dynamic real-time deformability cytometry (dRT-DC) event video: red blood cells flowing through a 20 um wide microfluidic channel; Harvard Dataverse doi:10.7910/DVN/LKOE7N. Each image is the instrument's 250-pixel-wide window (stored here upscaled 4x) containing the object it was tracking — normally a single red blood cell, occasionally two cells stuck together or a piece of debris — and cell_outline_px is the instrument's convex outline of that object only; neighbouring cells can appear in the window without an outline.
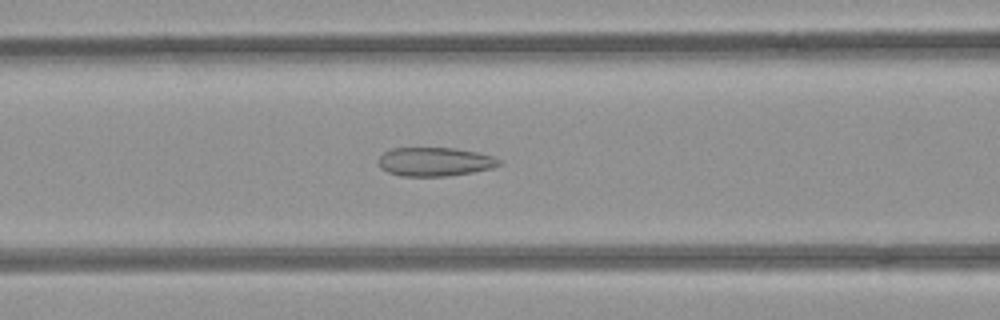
{"species": "common noctule bat (a hibernating species)", "species_latin": "Nyctalus noctula", "temperature_condition": "room temperature", "stored_images_in_passage": 53, "camera_frame_rate_fps": 3000, "um_per_image_px": 0.085, "animal": {"sex": "female", "body_mass_g": 21.9}, "frame": {"image": 1, "passage_image": 22, "time_ms": 7.0, "image_size_px": [1000, 320], "cell_outline_px": [[500, 164], [492, 168], [472, 172], [444, 176], [400, 176], [388, 172], [380, 168], [380, 156], [384, 152], [392, 148], [456, 148], [476, 152], [492, 156], [500, 160]], "centroid_in_image_um": [36.95, 13.74], "position_along_channel_um": 129.7, "area_um2": 20.06}}
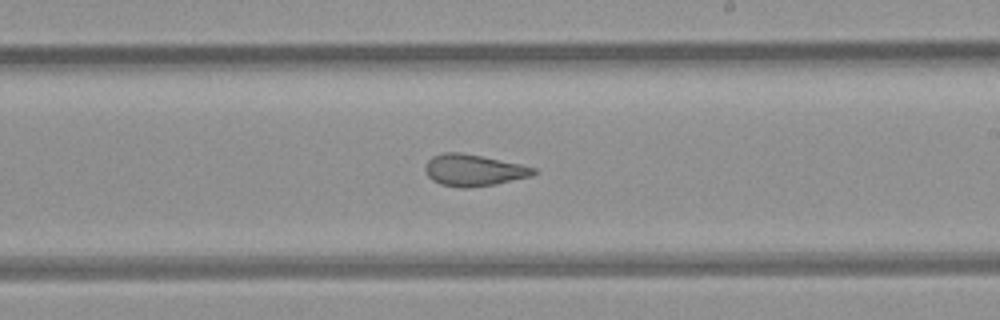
{"frame": {"image": 2, "passage_image": 31, "time_ms": 10.0, "image_size_px": [1000, 320], "cell_outline_px": [[536, 172], [532, 176], [496, 184], [468, 188], [460, 188], [440, 184], [432, 180], [428, 176], [424, 168], [428, 160], [432, 156], [444, 152], [460, 152], [520, 164], [536, 168]], "centroid_in_image_um": [40.24, 14.47], "position_along_channel_um": 248.8, "area_um2": 19.94}}
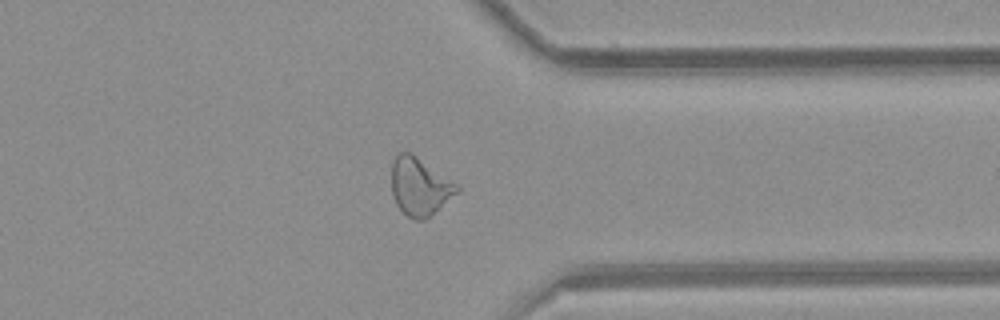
{"frame": {"image": 3, "passage_image": 41, "time_ms": 13.333, "image_size_px": [1000, 320], "cell_outline_px": [[460, 188], [456, 192], [424, 220], [412, 220], [396, 204], [392, 192], [392, 160], [396, 152], [408, 152], [456, 184]], "centroid_in_image_um": [35.6, 15.86], "position_along_channel_um": 375.8, "area_um2": 21.1}, "authors_computed_cell_mechanics": {"area_um2": 22.253, "velocity_mm_per_s": 3.9641, "shape_relaxation_time_tau1_ms": null, "shape_relaxation_time_tau2_ms": 1.6284, "deformation_change_tau1": null, "deformation_change_tau2": 0.0951}}